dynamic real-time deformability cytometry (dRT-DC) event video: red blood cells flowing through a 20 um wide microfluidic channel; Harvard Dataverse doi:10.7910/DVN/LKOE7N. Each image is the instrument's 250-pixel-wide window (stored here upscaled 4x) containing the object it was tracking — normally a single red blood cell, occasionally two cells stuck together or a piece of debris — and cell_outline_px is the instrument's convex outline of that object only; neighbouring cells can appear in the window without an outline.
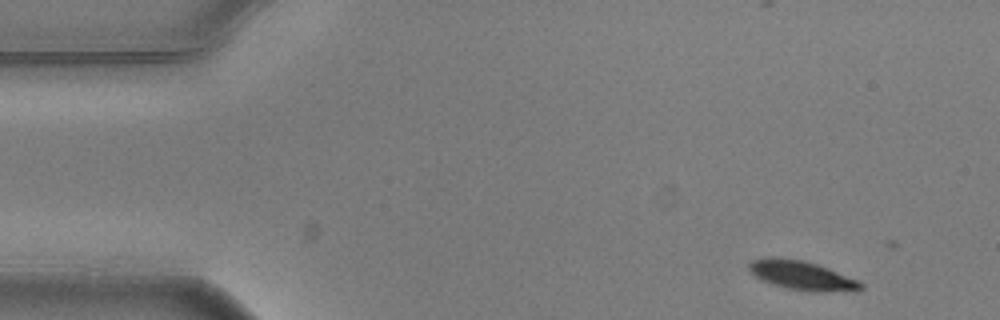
{"species": "common noctule bat (a hibernating species)", "species_latin": "Nyctalus noctula", "temperature_condition": "warm", "stored_images_in_passage": 3, "camera_frame_rate_fps": 3000, "um_per_image_px": 0.085, "animal": {"sex": "male", "body_mass_g": 20.5, "forearm_length_mm": 52.5}, "frame": {"image": 1, "passage_image": 1, "time_ms": 0.0, "image_size_px": [1000, 320], "cell_outline_px": [[864, 288], [856, 292], [808, 292], [788, 288], [772, 284], [760, 280], [748, 268], [748, 264], [752, 260], [804, 260], [828, 268], [860, 280], [864, 284]], "centroid_in_image_um": [68.33, 23.49], "position_along_channel_um": 16.7, "area_um2": 18.67}}